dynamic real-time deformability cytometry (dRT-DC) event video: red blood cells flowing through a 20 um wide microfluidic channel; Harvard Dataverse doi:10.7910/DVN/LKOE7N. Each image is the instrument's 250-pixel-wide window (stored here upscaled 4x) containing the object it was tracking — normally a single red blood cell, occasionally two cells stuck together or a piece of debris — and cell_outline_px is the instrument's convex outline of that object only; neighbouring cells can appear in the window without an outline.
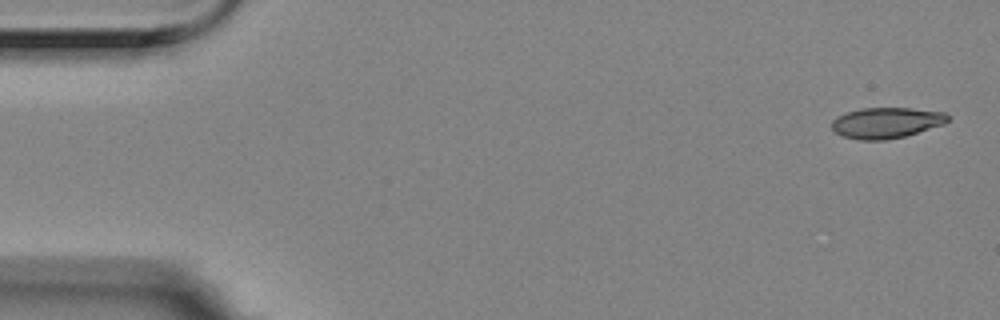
{"species": "Egyptian fruit bat (a non-hibernating species)", "species_latin": "Rousettus aegyptiacus", "temperature_condition": "room temperature", "stored_images_in_passage": 5, "camera_frame_rate_fps": 3000, "um_per_image_px": 0.085, "animal": {"sex": "female"}, "frame": {"image": 1, "passage_image": 1, "time_ms": 0.0, "image_size_px": [1000, 320], "cell_outline_px": [[948, 120], [944, 124], [904, 136], [884, 140], [860, 140], [844, 136], [836, 132], [832, 128], [832, 120], [836, 116], [860, 108], [912, 108], [944, 112], [948, 116]], "centroid_in_image_um": [75.32, 10.43], "position_along_channel_um": 9.7, "area_um2": 20.63}}
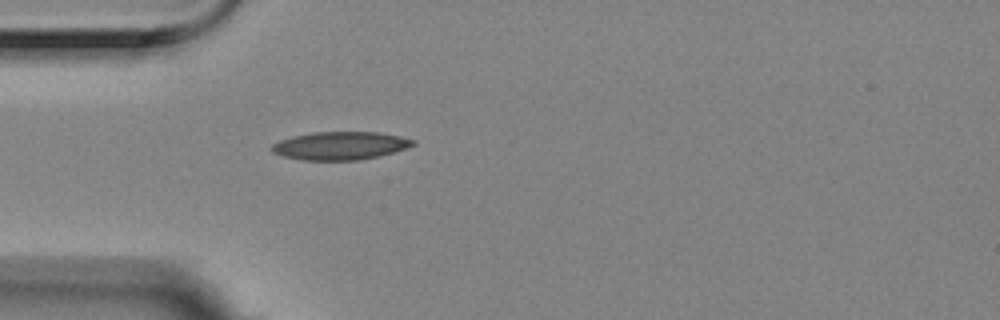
{"frame": {"image": 2, "passage_image": 5, "time_ms": 1.333, "image_size_px": [1000, 320], "cell_outline_px": [[416, 144], [380, 156], [360, 160], [300, 160], [284, 156], [272, 152], [268, 148], [272, 144], [280, 140], [292, 136], [312, 132], [376, 132], [400, 136], [416, 140]], "centroid_in_image_um": [28.88, 12.38], "position_along_channel_um": 56.1, "area_um2": 23.18}}